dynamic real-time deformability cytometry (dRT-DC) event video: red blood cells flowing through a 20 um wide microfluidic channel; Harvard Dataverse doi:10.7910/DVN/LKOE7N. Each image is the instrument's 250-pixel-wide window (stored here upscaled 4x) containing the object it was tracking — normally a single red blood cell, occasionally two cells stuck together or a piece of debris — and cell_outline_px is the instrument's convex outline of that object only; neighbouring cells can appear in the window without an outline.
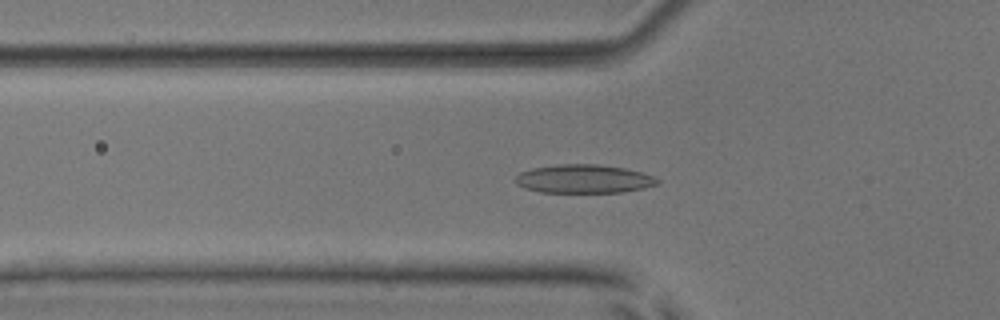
{"species": "common noctule bat (a hibernating species)", "species_latin": "Nyctalus noctula", "temperature_condition": "room temperature", "stored_images_in_passage": 53, "camera_frame_rate_fps": 3000, "um_per_image_px": 0.085, "animal": {"sex": "male", "body_mass_g": 17.9, "forearm_length_mm": 54.2}, "frame": {"image": 1, "passage_image": 18, "time_ms": 5.667, "image_size_px": [1000, 320], "cell_outline_px": [[660, 180], [656, 184], [644, 188], [620, 192], [540, 192], [524, 188], [516, 184], [516, 176], [520, 172], [532, 168], [560, 164], [596, 164], [624, 168], [640, 172], [652, 176]], "centroid_in_image_um": [49.59, 15.2], "position_along_channel_um": 76.2, "area_um2": 23.41}}
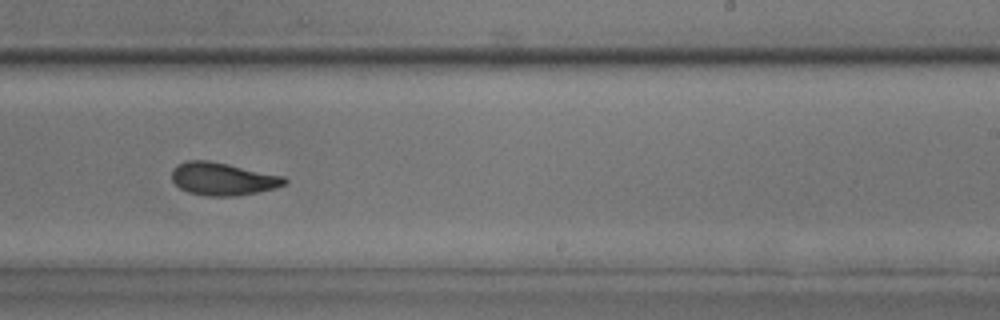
{"frame": {"image": 2, "passage_image": 33, "time_ms": 10.667, "image_size_px": [1000, 320], "cell_outline_px": [[288, 184], [276, 188], [236, 196], [208, 196], [188, 192], [180, 188], [172, 180], [172, 168], [176, 164], [184, 160], [208, 160], [228, 164], [284, 176], [288, 180]], "centroid_in_image_um": [18.93, 15.2], "position_along_channel_um": 270.1, "area_um2": 21.68}}
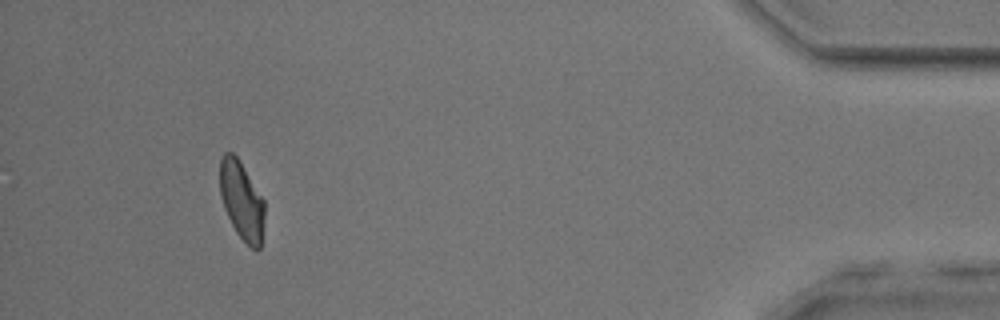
{"frame": {"image": 3, "passage_image": 49, "time_ms": 16.0, "image_size_px": [1000, 320], "cell_outline_px": [[264, 220], [260, 248], [256, 252], [236, 232], [224, 208], [220, 196], [220, 156], [224, 152], [232, 152], [236, 156], [264, 200]], "centroid_in_image_um": [20.53, 17.04], "position_along_channel_um": 414.7, "area_um2": 20.17}, "authors_computed_cell_mechanics": {"area_um2": 21.9062, "velocity_mm_per_s": 3.8843, "shape_relaxation_time_tau1_ms": 4.6217, "shape_relaxation_time_tau2_ms": 2.1744, "deformation_change_tau1": 0.1459, "deformation_change_tau2": 0.0747}}